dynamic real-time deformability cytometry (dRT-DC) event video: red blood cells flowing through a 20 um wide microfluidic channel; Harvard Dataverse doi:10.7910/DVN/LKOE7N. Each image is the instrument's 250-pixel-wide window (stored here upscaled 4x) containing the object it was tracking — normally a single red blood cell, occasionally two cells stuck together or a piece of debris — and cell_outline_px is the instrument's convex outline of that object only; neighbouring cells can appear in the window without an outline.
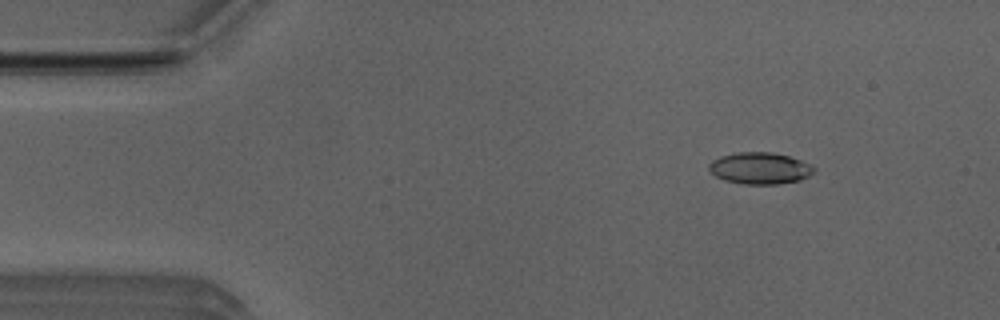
{"species": "Egyptian fruit bat (a non-hibernating species)", "species_latin": "Rousettus aegyptiacus", "temperature_condition": "room temperature", "stored_images_in_passage": 5, "camera_frame_rate_fps": 3000, "um_per_image_px": 0.085, "animal": {"sex": "male"}, "frame": {"image": 1, "passage_image": 2, "time_ms": 0.333, "image_size_px": [1000, 320], "cell_outline_px": [[816, 172], [800, 180], [776, 184], [744, 184], [724, 180], [716, 176], [708, 168], [708, 164], [712, 160], [720, 156], [736, 152], [772, 152], [788, 156], [800, 160], [816, 168]], "centroid_in_image_um": [64.58, 14.29], "position_along_channel_um": 20.4, "area_um2": 19.36}}